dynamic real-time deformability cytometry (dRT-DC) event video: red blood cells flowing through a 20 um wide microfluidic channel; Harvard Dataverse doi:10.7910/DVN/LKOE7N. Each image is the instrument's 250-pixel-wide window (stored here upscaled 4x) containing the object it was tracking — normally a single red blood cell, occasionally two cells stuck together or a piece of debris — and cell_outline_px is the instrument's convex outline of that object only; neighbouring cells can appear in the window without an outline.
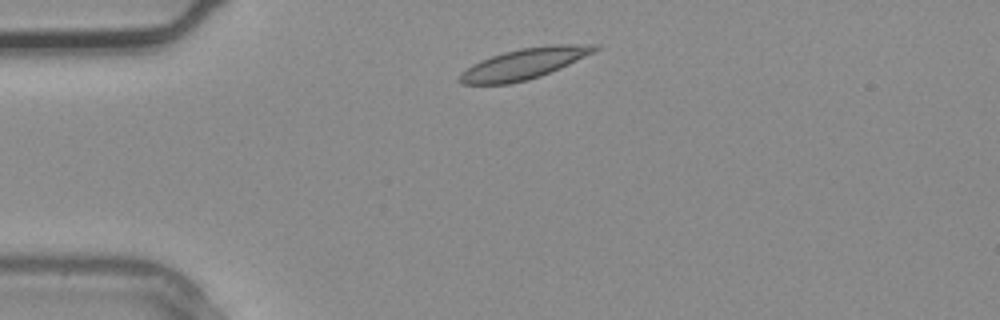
{"species": "common noctule bat (a hibernating species)", "species_latin": "Nyctalus noctula", "temperature_condition": "warm", "stored_images_in_passage": 1, "camera_frame_rate_fps": 3000, "um_per_image_px": 0.085, "animal": {"sex": "male", "body_mass_g": 20.4}, "frame": {"image": 1, "passage_image": 1, "time_ms": 0.0, "image_size_px": [1000, 320], "cell_outline_px": [[600, 48], [560, 68], [540, 76], [528, 80], [508, 84], [460, 84], [460, 72], [472, 64], [480, 60], [504, 52], [520, 48], [552, 44], [600, 44]], "centroid_in_image_um": [44.53, 5.41], "position_along_channel_um": 40.5, "area_um2": 24.04}}